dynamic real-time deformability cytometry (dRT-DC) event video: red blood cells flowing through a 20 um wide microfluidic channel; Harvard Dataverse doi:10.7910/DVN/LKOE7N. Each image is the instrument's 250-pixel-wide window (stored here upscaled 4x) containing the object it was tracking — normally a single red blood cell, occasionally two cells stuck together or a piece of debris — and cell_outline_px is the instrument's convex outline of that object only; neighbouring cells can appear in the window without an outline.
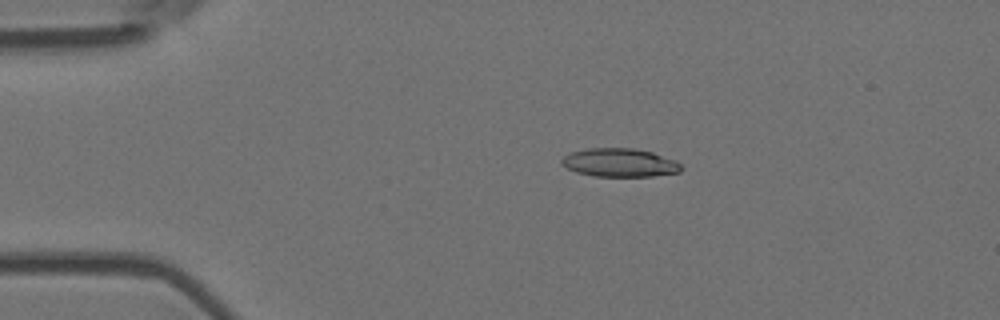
{"species": "Egyptian fruit bat (a non-hibernating species)", "species_latin": "Rousettus aegyptiacus", "temperature_condition": "room temperature", "stored_images_in_passage": 6, "camera_frame_rate_fps": 3000, "um_per_image_px": 0.085, "animal": {"sex": "female"}, "frame": {"image": 1, "passage_image": 3, "time_ms": 0.667, "image_size_px": [1000, 320], "cell_outline_px": [[680, 172], [652, 176], [592, 176], [576, 172], [560, 164], [560, 160], [564, 156], [572, 152], [588, 148], [636, 148], [652, 152], [676, 160], [680, 164]], "centroid_in_image_um": [52.65, 13.82], "position_along_channel_um": 32.3, "area_um2": 19.83}}
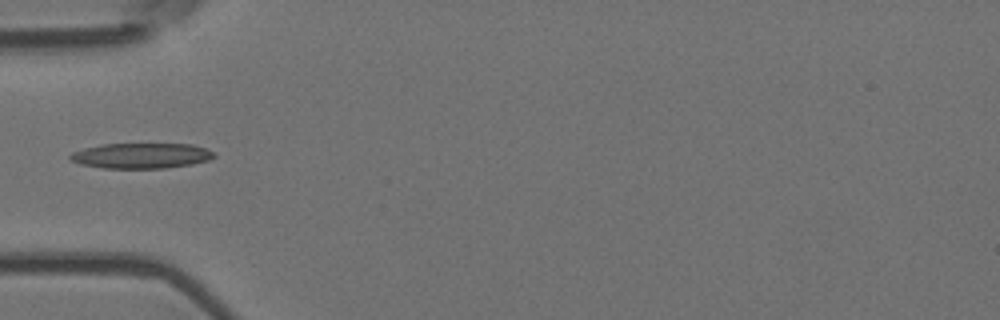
{"frame": {"image": 2, "passage_image": 5, "time_ms": 1.333, "image_size_px": [1000, 320], "cell_outline_px": [[216, 156], [208, 160], [192, 164], [164, 168], [104, 168], [80, 164], [72, 160], [68, 156], [72, 152], [84, 148], [100, 144], [192, 144], [216, 152]], "centroid_in_image_um": [12.01, 13.23], "position_along_channel_um": 73.0, "area_um2": 21.27}}
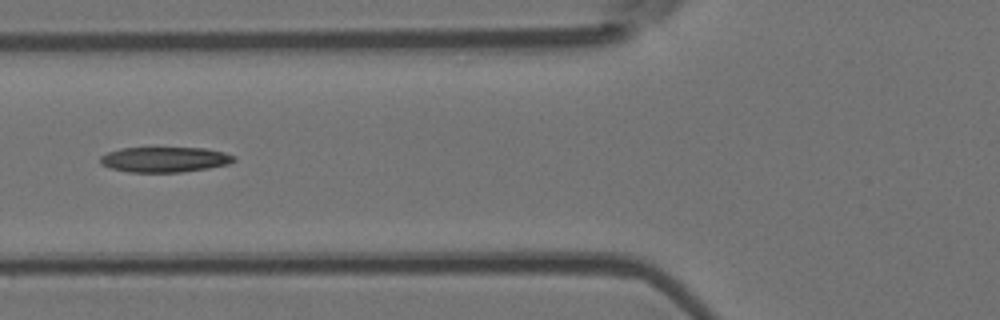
{"frame": {"image": 3, "passage_image": 6, "time_ms": 1.667, "image_size_px": [1000, 320], "cell_outline_px": [[236, 160], [228, 164], [208, 168], [180, 172], [128, 172], [112, 168], [100, 164], [100, 156], [108, 152], [120, 148], [204, 148], [224, 152], [236, 156]], "centroid_in_image_um": [14.0, 13.55], "position_along_channel_um": 111.8, "area_um2": 19.65}}